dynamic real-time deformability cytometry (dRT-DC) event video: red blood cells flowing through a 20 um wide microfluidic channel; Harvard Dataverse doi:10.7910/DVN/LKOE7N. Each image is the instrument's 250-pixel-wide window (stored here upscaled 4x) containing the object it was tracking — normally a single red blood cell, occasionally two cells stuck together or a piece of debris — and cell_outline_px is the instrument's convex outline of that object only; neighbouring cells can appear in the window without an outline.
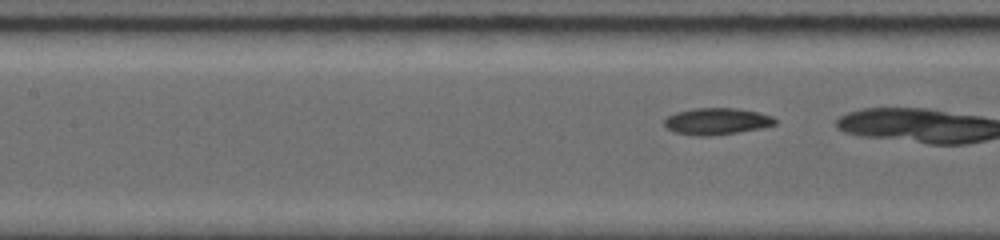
{"species": "common noctule bat (a hibernating species)", "species_latin": "Nyctalus noctula", "temperature_condition": "room temperature", "stored_images_in_passage": 11, "camera_frame_rate_fps": 5000, "um_per_image_px": 0.085, "animal": {"sex": "female", "body_mass_g": 19.0, "forearm_length_mm": 56.7}, "frame": {"image": 1, "passage_image": 10, "time_ms": 2.0, "image_size_px": [1000, 240], "cell_outline_px": [[776, 124], [736, 132], [676, 132], [668, 128], [664, 124], [664, 120], [668, 116], [676, 112], [696, 108], [736, 108], [756, 112], [772, 116], [776, 120]], "centroid_in_image_um": [60.95, 10.23], "position_along_channel_um": 146.4, "area_um2": 15.78}}